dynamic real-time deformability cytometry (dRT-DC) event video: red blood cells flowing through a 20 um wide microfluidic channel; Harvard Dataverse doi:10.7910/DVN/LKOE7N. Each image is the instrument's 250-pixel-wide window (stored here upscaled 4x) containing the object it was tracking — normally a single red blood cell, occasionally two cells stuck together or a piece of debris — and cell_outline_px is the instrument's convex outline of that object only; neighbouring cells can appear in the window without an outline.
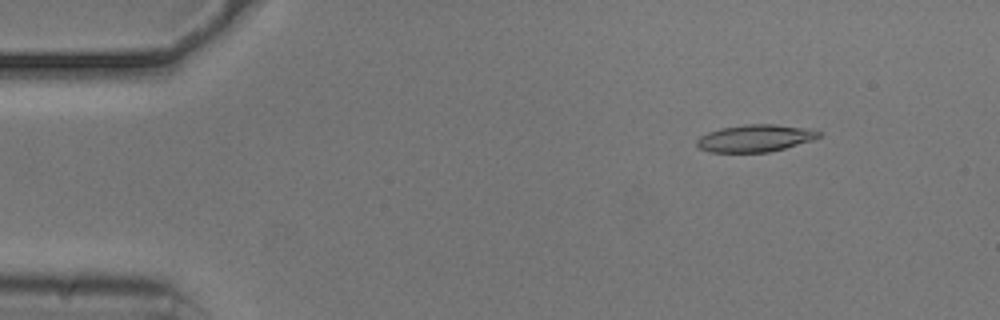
{"species": "common noctule bat (a hibernating species)", "species_latin": "Nyctalus noctula", "temperature_condition": "cold", "stored_images_in_passage": 54, "camera_frame_rate_fps": 3000, "um_per_image_px": 0.085, "animal": {"sex": "male", "body_mass_g": 20.5, "forearm_length_mm": 52.5}, "frame": {"image": 1, "passage_image": 7, "time_ms": 2.0, "image_size_px": [1000, 320], "cell_outline_px": [[820, 136], [812, 140], [784, 148], [768, 152], [708, 152], [700, 148], [696, 144], [696, 140], [700, 136], [708, 132], [720, 128], [744, 124], [776, 124], [812, 128], [820, 132]], "centroid_in_image_um": [64.18, 11.73], "position_along_channel_um": 20.8, "area_um2": 19.42}}
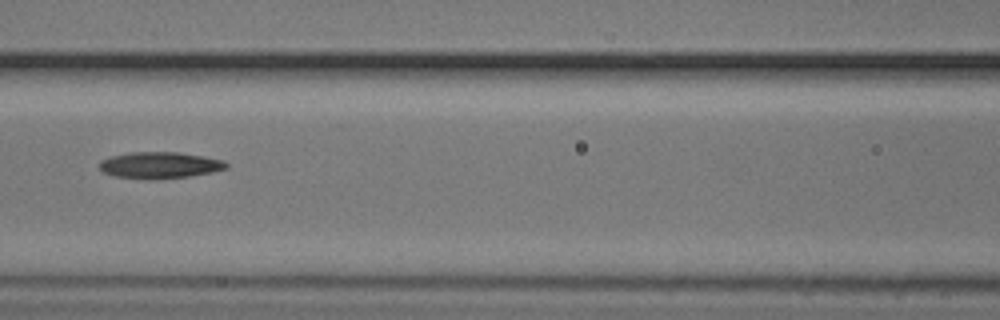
{"frame": {"image": 2, "passage_image": 24, "time_ms": 7.667, "image_size_px": [1000, 320], "cell_outline_px": [[228, 168], [212, 172], [188, 176], [152, 180], [116, 176], [104, 172], [100, 168], [100, 160], [112, 156], [128, 152], [180, 152], [204, 156], [224, 160], [228, 164]], "centroid_in_image_um": [13.6, 14.03], "position_along_channel_um": 153.0, "area_um2": 19.59}}
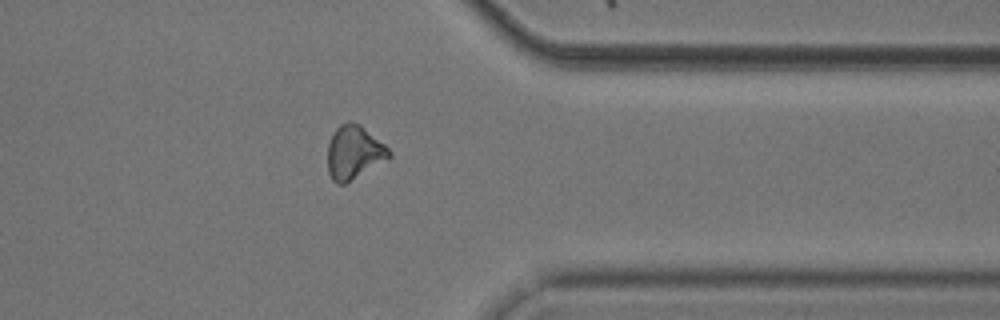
{"frame": {"image": 3, "passage_image": 43, "time_ms": 14.0, "image_size_px": [1000, 320], "cell_outline_px": [[392, 156], [388, 160], [344, 184], [336, 184], [332, 180], [328, 172], [328, 144], [336, 128], [340, 124], [348, 120], [360, 124], [384, 144], [392, 152]], "centroid_in_image_um": [30.1, 12.96], "position_along_channel_um": 381.3, "area_um2": 19.31}}